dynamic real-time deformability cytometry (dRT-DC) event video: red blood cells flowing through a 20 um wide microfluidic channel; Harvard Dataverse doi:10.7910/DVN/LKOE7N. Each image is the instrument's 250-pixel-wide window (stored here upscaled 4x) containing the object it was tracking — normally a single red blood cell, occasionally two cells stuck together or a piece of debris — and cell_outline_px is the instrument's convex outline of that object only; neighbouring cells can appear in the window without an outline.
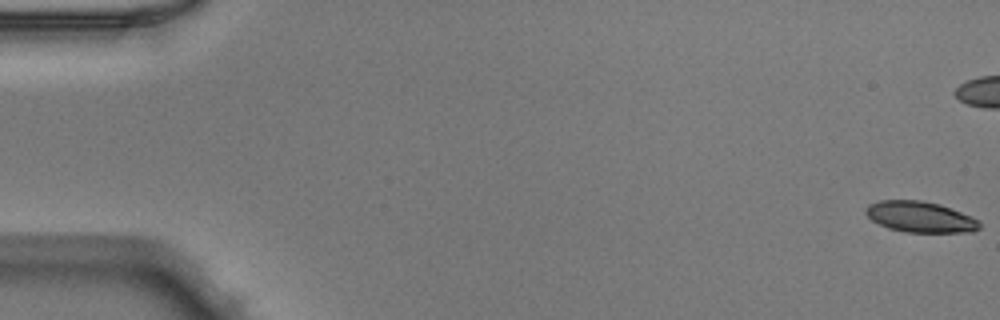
{"species": "Egyptian fruit bat (a non-hibernating species)", "species_latin": "Rousettus aegyptiacus", "temperature_condition": "warm", "stored_images_in_passage": 51, "camera_frame_rate_fps": 3000, "um_per_image_px": 0.085, "animal": {"sex": "male"}, "frame": {"image": 1, "passage_image": 1, "time_ms": 0.0, "image_size_px": [1000, 320], "cell_outline_px": [[976, 228], [948, 232], [916, 232], [896, 228], [884, 224], [876, 220], [868, 212], [876, 204], [896, 200], [904, 200], [932, 204], [948, 208], [972, 220]], "centroid_in_image_um": [78.19, 18.45], "position_along_channel_um": 6.8, "area_um2": 17.28}}
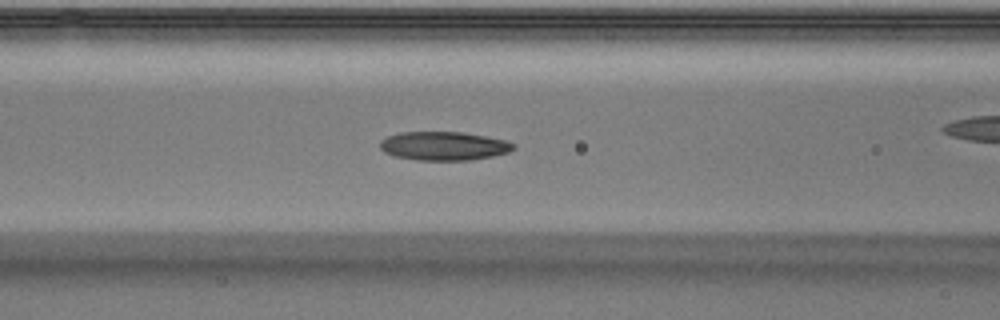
{"frame": {"image": 2, "passage_image": 22, "time_ms": 7.0, "image_size_px": [1000, 320], "cell_outline_px": [[508, 148], [500, 152], [480, 156], [408, 156], [392, 152], [384, 148], [384, 144], [388, 140], [396, 136], [420, 132], [448, 132], [476, 136], [496, 140], [508, 144]], "centroid_in_image_um": [37.69, 12.31], "position_along_channel_um": 128.9, "area_um2": 17.17}}
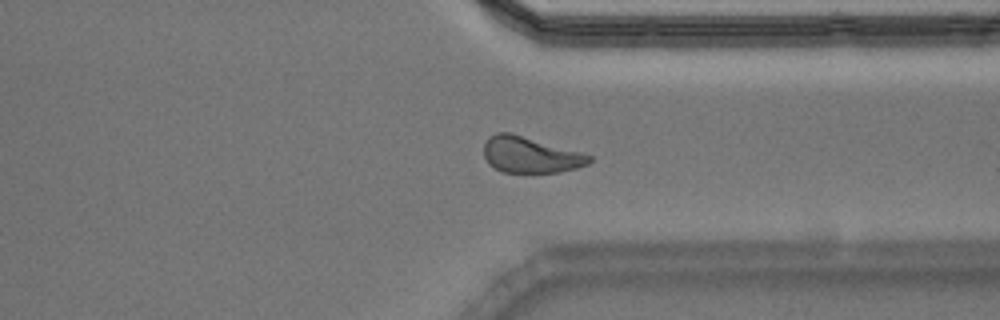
{"frame": {"image": 3, "passage_image": 40, "time_ms": 13.0, "image_size_px": [1000, 320], "cell_outline_px": [[580, 164], [548, 172], [508, 172], [492, 164], [488, 160], [488, 156], [496, 136], [516, 136], [544, 148]], "centroid_in_image_um": [44.63, 13.3], "position_along_channel_um": 366.8, "area_um2": 15.26}}